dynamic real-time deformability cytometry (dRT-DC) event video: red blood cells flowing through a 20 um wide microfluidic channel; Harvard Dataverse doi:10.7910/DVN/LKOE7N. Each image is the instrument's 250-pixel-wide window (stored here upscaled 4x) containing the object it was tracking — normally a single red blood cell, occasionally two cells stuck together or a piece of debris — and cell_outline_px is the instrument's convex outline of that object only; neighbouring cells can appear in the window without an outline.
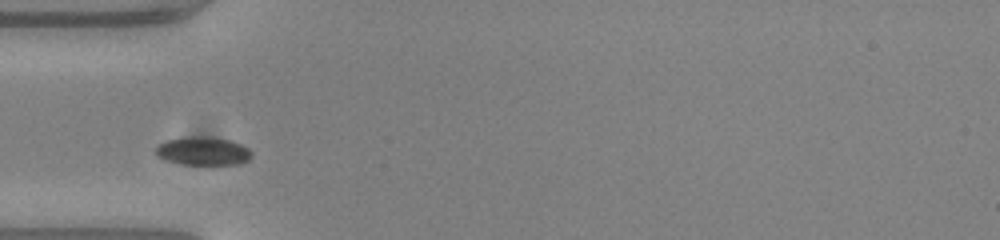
{"species": "common noctule bat (a hibernating species)", "species_latin": "Nyctalus noctula", "temperature_condition": "warm", "stored_images_in_passage": 29, "camera_frame_rate_fps": 3000, "um_per_image_px": 0.085, "animal": {"sex": "female", "body_mass_g": 23.0, "forearm_length_mm": 53.4}, "frame": {"image": 1, "passage_image": 1, "time_ms": 0.0, "image_size_px": [1000, 240], "cell_outline_px": [[252, 156], [248, 160], [240, 164], [180, 164], [164, 160], [156, 156], [156, 144], [164, 140], [184, 136], [208, 136], [228, 140], [240, 144], [248, 148], [252, 152]], "centroid_in_image_um": [17.2, 12.83], "position_along_channel_um": 67.8, "area_um2": 16.13}}
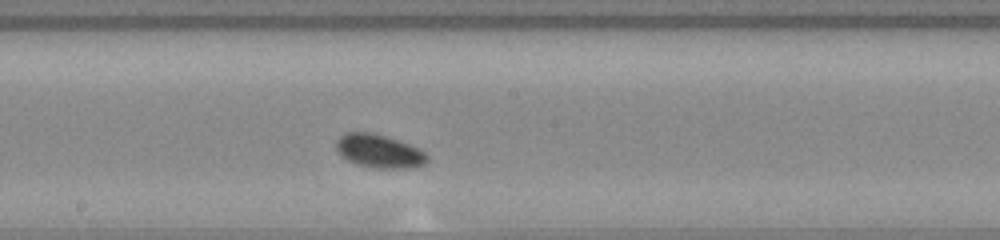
{"frame": {"image": 2, "passage_image": 13, "time_ms": 4.0, "image_size_px": [1000, 240], "cell_outline_px": [[428, 160], [424, 164], [412, 168], [376, 168], [356, 164], [348, 160], [336, 148], [336, 140], [340, 136], [348, 132], [368, 132], [384, 136], [408, 144], [424, 152], [428, 156]], "centroid_in_image_um": [32.23, 12.86], "position_along_channel_um": 216.0, "area_um2": 17.34}}
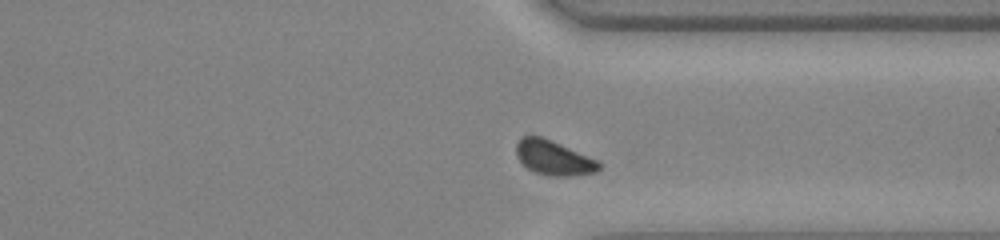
{"frame": {"image": 3, "passage_image": 25, "time_ms": 8.0, "image_size_px": [1000, 240], "cell_outline_px": [[600, 168], [596, 172], [576, 176], [548, 176], [536, 172], [528, 168], [516, 156], [516, 144], [520, 136], [540, 136], [552, 140], [600, 160]], "centroid_in_image_um": [47.09, 13.41], "position_along_channel_um": 364.3, "area_um2": 16.94}}